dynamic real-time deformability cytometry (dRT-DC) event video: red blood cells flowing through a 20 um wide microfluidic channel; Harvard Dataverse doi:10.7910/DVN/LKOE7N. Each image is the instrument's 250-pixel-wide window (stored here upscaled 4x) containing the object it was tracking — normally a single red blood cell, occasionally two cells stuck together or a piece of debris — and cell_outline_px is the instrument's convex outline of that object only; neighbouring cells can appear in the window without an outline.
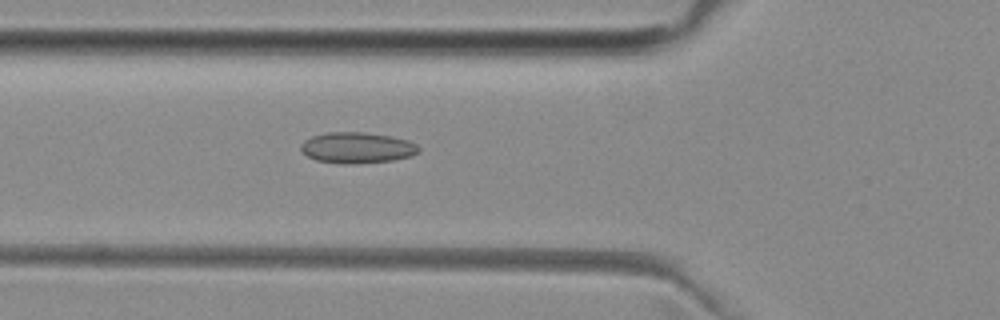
{"species": "common noctule bat (a hibernating species)", "species_latin": "Nyctalus noctula", "temperature_condition": "room temperature", "stored_images_in_passage": 46, "camera_frame_rate_fps": 3000, "um_per_image_px": 0.085, "animal": {"sex": "female", "body_mass_g": 29.2, "forearm_length_mm": 56.3}, "frame": {"image": 1, "passage_image": 18, "time_ms": 5.667, "image_size_px": [1000, 320], "cell_outline_px": [[420, 152], [412, 156], [392, 160], [352, 164], [340, 164], [316, 160], [308, 156], [300, 148], [300, 144], [304, 140], [312, 136], [328, 132], [364, 132], [388, 136], [408, 140], [416, 144], [420, 148]], "centroid_in_image_um": [30.35, 12.56], "position_along_channel_um": 95.4, "area_um2": 21.27}}
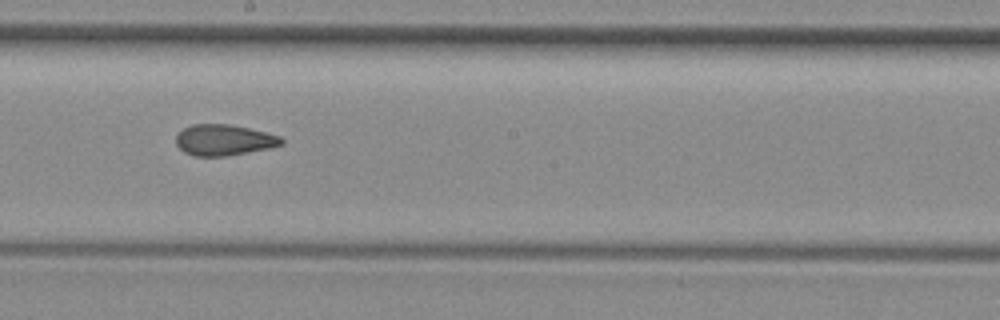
{"frame": {"image": 2, "passage_image": 28, "time_ms": 9.0, "image_size_px": [1000, 320], "cell_outline_px": [[284, 144], [268, 148], [224, 156], [192, 156], [184, 152], [176, 144], [176, 136], [184, 128], [192, 124], [228, 124], [248, 128], [280, 136], [284, 140]], "centroid_in_image_um": [19.01, 11.9], "position_along_channel_um": 229.2, "area_um2": 18.84}}
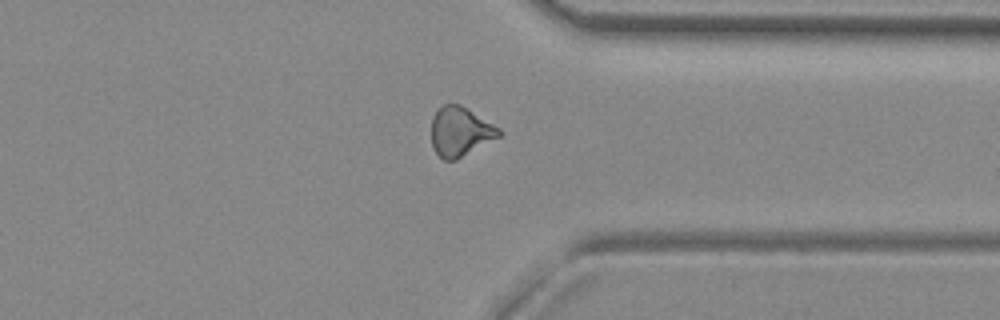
{"frame": {"image": 3, "passage_image": 39, "time_ms": 12.667, "image_size_px": [1000, 320], "cell_outline_px": [[500, 136], [456, 160], [444, 160], [432, 148], [432, 120], [436, 112], [444, 104], [460, 104], [468, 108], [500, 128]], "centroid_in_image_um": [39.12, 11.18], "position_along_channel_um": 372.3, "area_um2": 19.25}, "authors_computed_cell_mechanics": {"area_um2": 19.5364, "velocity_mm_per_s": 4.0048, "shape_relaxation_time_tau1_ms": null, "shape_relaxation_time_tau2_ms": 2.2285, "deformation_change_tau1": null, "deformation_change_tau2": 0.0865}}